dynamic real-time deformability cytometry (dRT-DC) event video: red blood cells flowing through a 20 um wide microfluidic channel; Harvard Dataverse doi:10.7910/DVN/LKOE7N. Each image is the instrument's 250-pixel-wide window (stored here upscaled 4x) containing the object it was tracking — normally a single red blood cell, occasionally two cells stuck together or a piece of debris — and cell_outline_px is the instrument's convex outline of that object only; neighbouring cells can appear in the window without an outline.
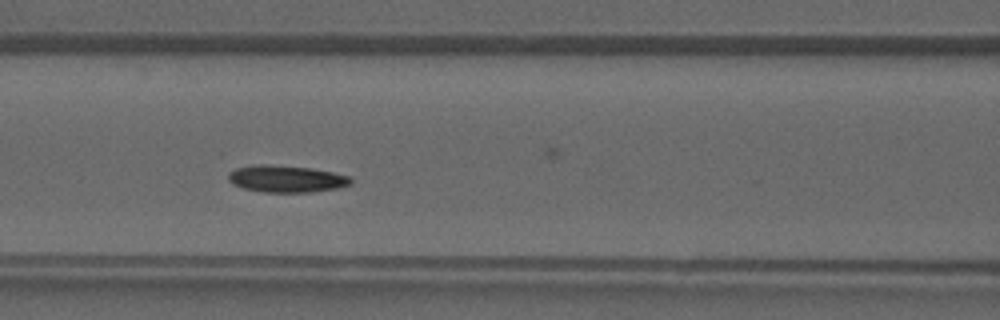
{"species": "common noctule bat (a hibernating species)", "species_latin": "Nyctalus noctula", "temperature_condition": "warm", "stored_images_in_passage": 38, "camera_frame_rate_fps": 3000, "um_per_image_px": 0.085, "animal": {"sex": "male", "forearm_length_mm": 52.5}, "frame": {"image": 1, "passage_image": 14, "time_ms": 4.333, "image_size_px": [1000, 320], "cell_outline_px": [[352, 184], [336, 188], [308, 192], [264, 192], [244, 188], [232, 184], [228, 180], [228, 172], [236, 168], [256, 164], [268, 164], [312, 168], [332, 172], [348, 176], [352, 180]], "centroid_in_image_um": [24.3, 15.19], "position_along_channel_um": 142.3, "area_um2": 19.19}}
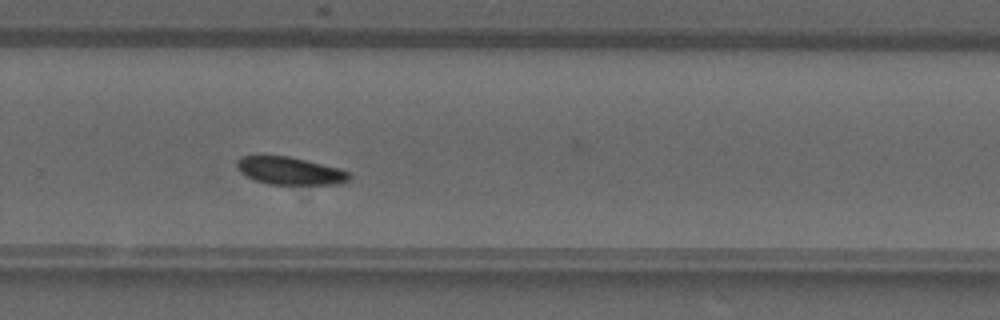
{"frame": {"image": 2, "passage_image": 24, "time_ms": 7.667, "image_size_px": [1000, 320], "cell_outline_px": [[352, 180], [336, 184], [268, 184], [256, 180], [240, 172], [236, 164], [236, 160], [240, 156], [256, 152], [264, 152], [288, 156], [340, 168], [348, 172], [352, 176]], "centroid_in_image_um": [24.57, 14.46], "position_along_channel_um": 305.2, "area_um2": 18.84}}
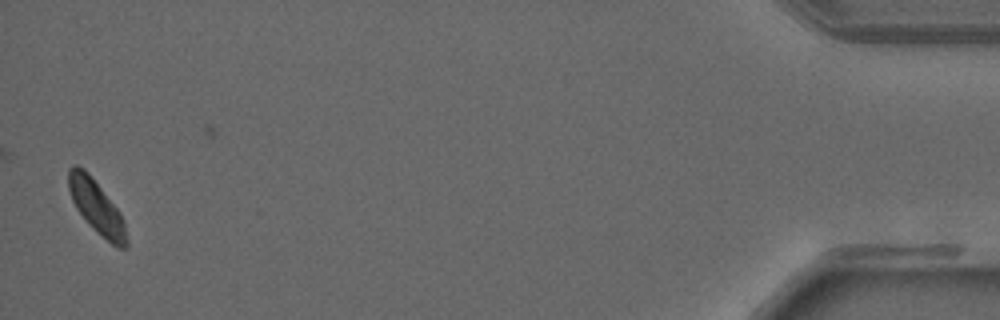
{"frame": {"image": 3, "passage_image": 37, "time_ms": 12.0, "image_size_px": [1000, 320], "cell_outline_px": [[128, 244], [124, 248], [116, 248], [96, 232], [88, 224], [76, 208], [72, 200], [68, 188], [68, 168], [72, 164], [76, 164], [84, 168], [88, 172], [116, 208], [124, 224], [128, 240]], "centroid_in_image_um": [8.17, 17.59], "position_along_channel_um": 427.0, "area_um2": 17.86}}